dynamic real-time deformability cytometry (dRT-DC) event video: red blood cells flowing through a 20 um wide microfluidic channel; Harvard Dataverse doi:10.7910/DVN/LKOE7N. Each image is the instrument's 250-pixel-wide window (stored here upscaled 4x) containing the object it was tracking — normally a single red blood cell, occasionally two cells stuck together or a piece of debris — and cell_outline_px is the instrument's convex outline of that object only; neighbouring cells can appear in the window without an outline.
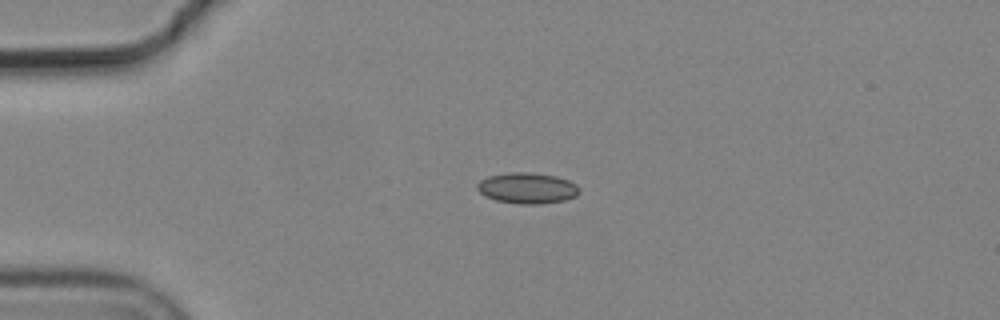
{"species": "common noctule bat (a hibernating species)", "species_latin": "Nyctalus noctula", "temperature_condition": "cold", "stored_images_in_passage": 2, "camera_frame_rate_fps": 3000, "um_per_image_px": 0.085, "animal": {"sex": "male", "body_mass_g": 19.2, "forearm_length_mm": 51.8}, "frame": {"image": 1, "passage_image": 1, "time_ms": 0.0, "image_size_px": [1000, 320], "cell_outline_px": [[580, 192], [576, 196], [564, 200], [540, 204], [520, 204], [496, 200], [484, 196], [476, 188], [476, 184], [480, 180], [488, 176], [508, 172], [528, 172], [556, 176], [568, 180], [576, 184], [580, 188]], "centroid_in_image_um": [44.81, 15.98], "position_along_channel_um": 40.2, "area_um2": 18.5}}